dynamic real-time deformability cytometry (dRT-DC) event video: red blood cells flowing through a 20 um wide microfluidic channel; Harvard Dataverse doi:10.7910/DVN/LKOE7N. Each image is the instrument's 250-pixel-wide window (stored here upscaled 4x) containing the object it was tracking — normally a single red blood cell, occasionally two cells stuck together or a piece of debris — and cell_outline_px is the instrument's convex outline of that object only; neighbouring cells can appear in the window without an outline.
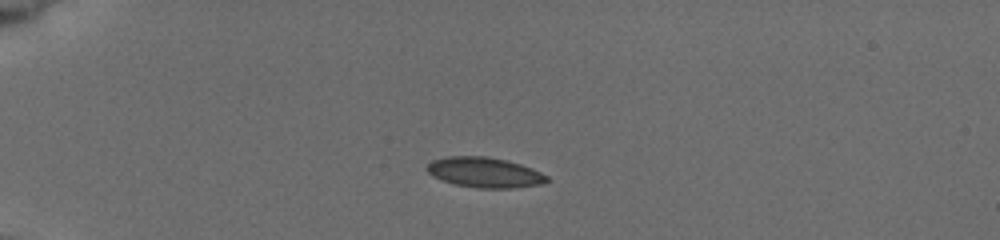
{"species": "common noctule bat (a hibernating species)", "species_latin": "Nyctalus noctula", "temperature_condition": "cold", "stored_images_in_passage": 8, "camera_frame_rate_fps": 3000, "um_per_image_px": 0.085, "animal": {"sex": "female", "body_mass_g": 19.5, "forearm_length_mm": 54.1}, "frame": {"image": 1, "passage_image": 5, "time_ms": 3.667, "image_size_px": [1000, 240], "cell_outline_px": [[548, 180], [540, 184], [512, 188], [480, 188], [456, 184], [432, 176], [424, 168], [432, 160], [448, 156], [484, 156], [504, 160], [520, 164], [532, 168], [548, 176]], "centroid_in_image_um": [41.17, 14.65], "position_along_channel_um": 43.8, "area_um2": 20.87}}
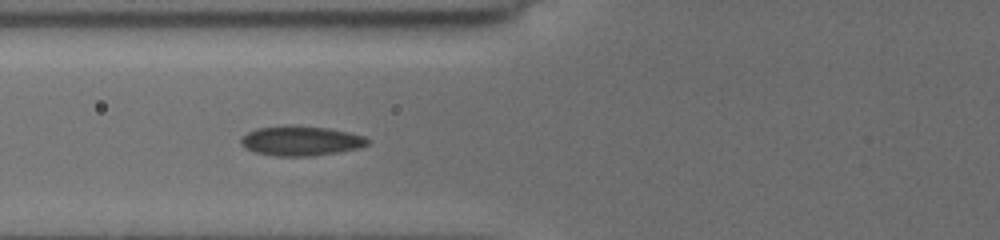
{"frame": {"image": 2, "passage_image": 8, "time_ms": 6.333, "image_size_px": [1000, 240], "cell_outline_px": [[368, 144], [360, 148], [312, 156], [272, 156], [252, 152], [244, 148], [240, 144], [240, 140], [248, 132], [256, 128], [284, 124], [292, 124], [328, 128], [348, 132], [364, 136], [368, 140]], "centroid_in_image_um": [25.51, 11.96], "position_along_channel_um": 100.3, "area_um2": 22.31}}